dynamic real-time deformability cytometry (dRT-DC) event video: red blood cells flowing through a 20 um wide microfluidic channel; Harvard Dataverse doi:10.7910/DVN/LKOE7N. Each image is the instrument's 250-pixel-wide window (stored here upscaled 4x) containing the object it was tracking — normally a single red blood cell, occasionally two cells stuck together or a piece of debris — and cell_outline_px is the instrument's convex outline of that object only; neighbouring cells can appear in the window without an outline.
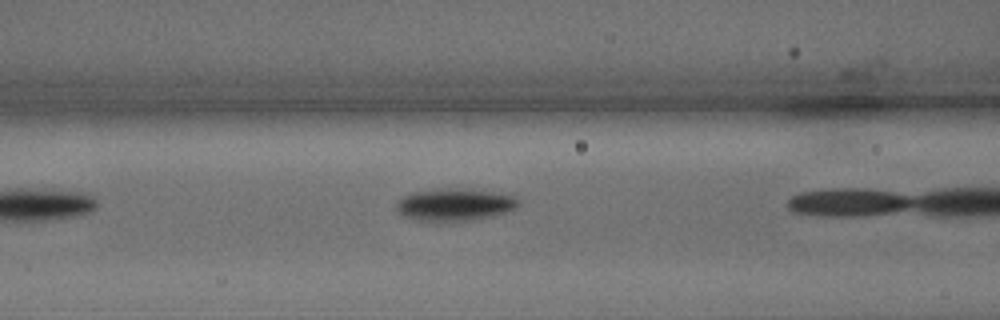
{"species": "common noctule bat (a hibernating species)", "species_latin": "Nyctalus noctula", "temperature_condition": "warm", "stored_images_in_passage": 4, "camera_frame_rate_fps": 3000, "um_per_image_px": 0.085, "animal": {"sex": "male", "body_mass_g": 15.6}, "frame": {"image": 1, "passage_image": 3, "time_ms": 0.667, "image_size_px": [1000, 320], "cell_outline_px": [[520, 204], [516, 208], [496, 216], [468, 220], [412, 220], [404, 216], [396, 208], [396, 204], [404, 196], [416, 192], [448, 188], [456, 188], [492, 192], [512, 196], [520, 200]], "centroid_in_image_um": [38.69, 17.4], "position_along_channel_um": 127.9, "area_um2": 22.48}}